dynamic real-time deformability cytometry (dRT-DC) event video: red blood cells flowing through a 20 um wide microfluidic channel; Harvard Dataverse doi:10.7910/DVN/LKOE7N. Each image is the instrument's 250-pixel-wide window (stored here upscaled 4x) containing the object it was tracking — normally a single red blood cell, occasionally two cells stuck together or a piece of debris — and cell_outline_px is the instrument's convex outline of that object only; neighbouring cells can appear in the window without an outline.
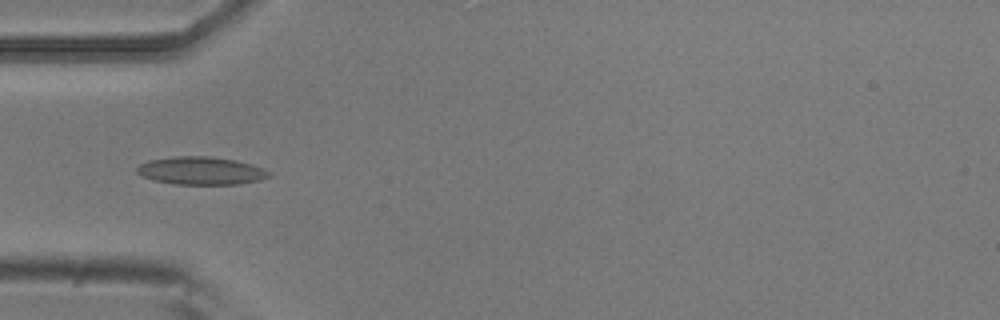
{"species": "common noctule bat (a hibernating species)", "species_latin": "Nyctalus noctula", "temperature_condition": "room temperature", "stored_images_in_passage": 6, "camera_frame_rate_fps": 3000, "um_per_image_px": 0.085, "animal": {"sex": "male", "body_mass_g": 20.5, "forearm_length_mm": 52.5}, "frame": {"image": 1, "passage_image": 4, "time_ms": 1.0, "image_size_px": [1000, 320], "cell_outline_px": [[268, 176], [260, 180], [236, 184], [176, 184], [152, 180], [140, 176], [136, 172], [136, 168], [140, 164], [148, 160], [176, 156], [208, 156], [232, 160], [252, 164], [268, 172]], "centroid_in_image_um": [16.99, 14.51], "position_along_channel_um": 68.0, "area_um2": 21.21}}
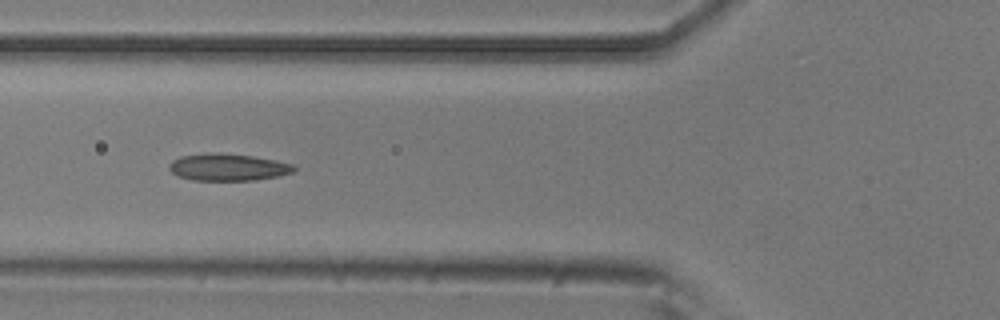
{"frame": {"image": 2, "passage_image": 5, "time_ms": 1.333, "image_size_px": [1000, 320], "cell_outline_px": [[296, 168], [292, 172], [276, 176], [252, 180], [192, 180], [180, 176], [172, 172], [168, 168], [168, 164], [172, 160], [180, 156], [212, 152], [252, 156], [276, 160], [292, 164]], "centroid_in_image_um": [19.33, 14.2], "position_along_channel_um": 106.5, "area_um2": 19.48}}
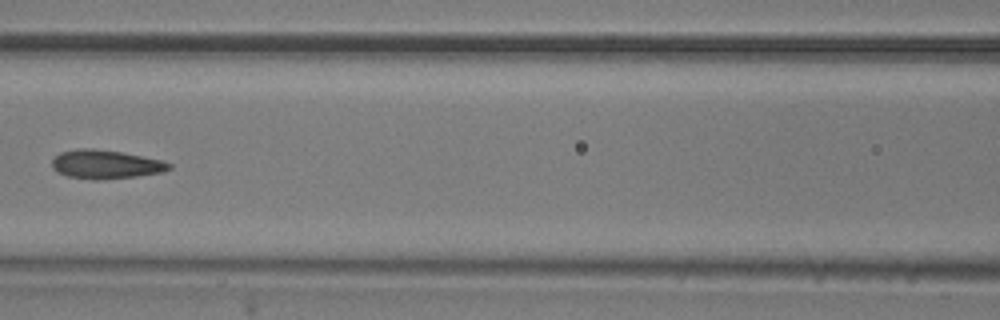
{"frame": {"image": 3, "passage_image": 6, "time_ms": 1.667, "image_size_px": [1000, 320], "cell_outline_px": [[172, 168], [164, 172], [136, 176], [96, 180], [92, 180], [68, 176], [56, 172], [52, 168], [52, 160], [60, 152], [80, 148], [92, 148], [120, 152], [160, 160], [172, 164]], "centroid_in_image_um": [8.96, 13.97], "position_along_channel_um": 157.6, "area_um2": 19.54}}